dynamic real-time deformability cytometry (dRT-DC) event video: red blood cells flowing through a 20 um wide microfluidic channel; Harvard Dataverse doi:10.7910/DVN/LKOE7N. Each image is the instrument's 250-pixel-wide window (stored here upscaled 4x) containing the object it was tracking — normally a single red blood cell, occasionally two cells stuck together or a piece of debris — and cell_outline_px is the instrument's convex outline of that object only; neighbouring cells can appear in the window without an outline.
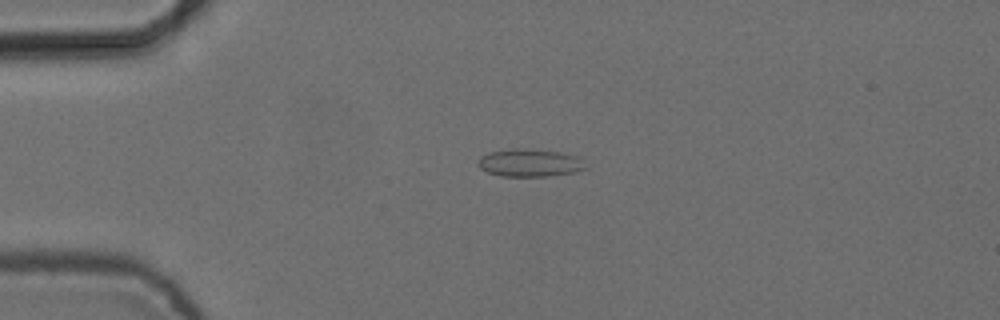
{"species": "common noctule bat (a hibernating species)", "species_latin": "Nyctalus noctula", "temperature_condition": "cold", "stored_images_in_passage": 5, "camera_frame_rate_fps": 3000, "um_per_image_px": 0.085, "animal": {"sex": "female", "body_mass_g": 24.6, "forearm_length_mm": 56.2}, "frame": {"image": 1, "passage_image": 4, "time_ms": 1.0, "image_size_px": [1000, 320], "cell_outline_px": [[588, 168], [576, 172], [548, 176], [500, 176], [488, 172], [480, 168], [476, 164], [476, 160], [480, 156], [488, 152], [516, 148], [560, 152], [576, 156]], "centroid_in_image_um": [44.97, 13.85], "position_along_channel_um": 40.0, "area_um2": 17.34}}